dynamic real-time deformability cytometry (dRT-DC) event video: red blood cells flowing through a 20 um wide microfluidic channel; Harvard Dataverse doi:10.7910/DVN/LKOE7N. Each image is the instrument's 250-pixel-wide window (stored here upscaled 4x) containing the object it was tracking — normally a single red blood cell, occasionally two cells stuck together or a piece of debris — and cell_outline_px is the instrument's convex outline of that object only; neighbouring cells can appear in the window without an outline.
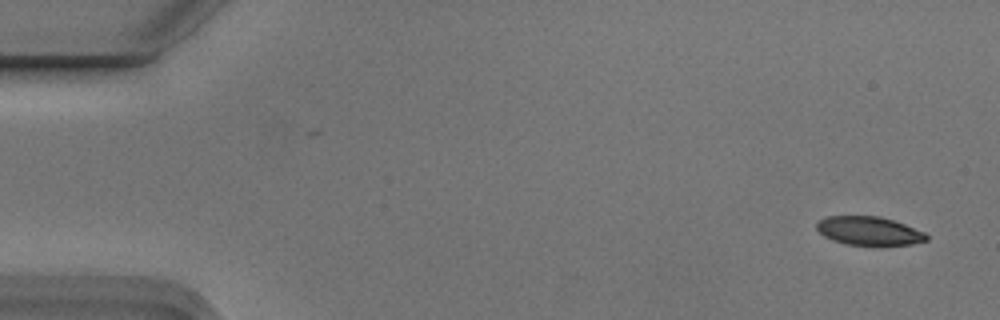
{"species": "Egyptian fruit bat (a non-hibernating species)", "species_latin": "Rousettus aegyptiacus", "temperature_condition": "cold", "stored_images_in_passage": 4, "camera_frame_rate_fps": 3000, "um_per_image_px": 0.085, "animal": {"sex": "male"}, "frame": {"image": 1, "passage_image": 1, "time_ms": 0.0, "image_size_px": [1000, 320], "cell_outline_px": [[928, 240], [912, 244], [880, 248], [844, 244], [832, 240], [824, 236], [816, 228], [816, 224], [820, 220], [828, 216], [880, 216], [904, 224], [924, 232], [928, 236]], "centroid_in_image_um": [73.89, 19.68], "position_along_channel_um": 11.1, "area_um2": 18.96}}
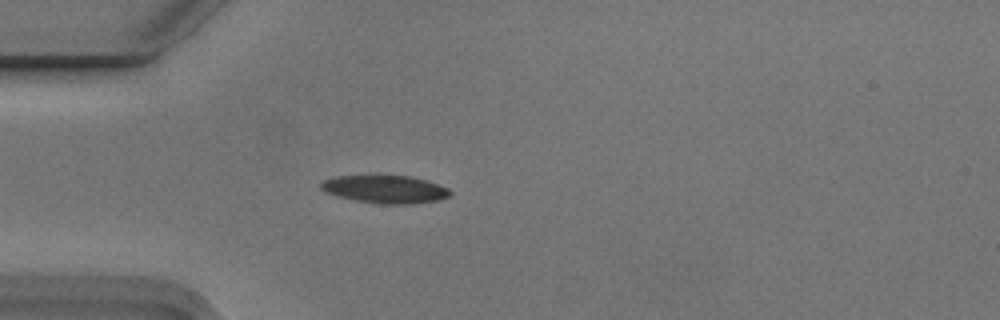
{"frame": {"image": 2, "passage_image": 4, "time_ms": 1.0, "image_size_px": [1000, 320], "cell_outline_px": [[452, 196], [440, 200], [416, 204], [380, 204], [356, 200], [336, 196], [324, 192], [320, 188], [320, 184], [324, 180], [336, 176], [408, 176], [424, 180], [448, 188], [452, 192]], "centroid_in_image_um": [32.75, 16.1], "position_along_channel_um": 52.2, "area_um2": 20.98}}